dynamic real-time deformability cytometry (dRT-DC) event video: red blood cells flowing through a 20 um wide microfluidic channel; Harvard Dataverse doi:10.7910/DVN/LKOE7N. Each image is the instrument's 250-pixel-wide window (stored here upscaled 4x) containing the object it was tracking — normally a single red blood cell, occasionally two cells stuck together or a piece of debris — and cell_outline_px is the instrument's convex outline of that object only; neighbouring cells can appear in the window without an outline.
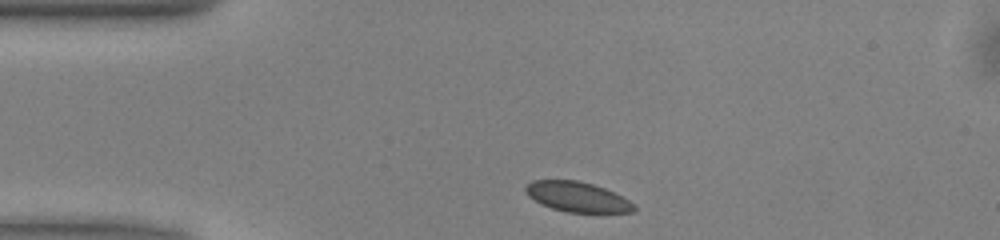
{"species": "common noctule bat (a hibernating species)", "species_latin": "Nyctalus noctula", "temperature_condition": "warm", "stored_images_in_passage": 41, "camera_frame_rate_fps": 3000, "um_per_image_px": 0.085, "animal": {"sex": "male", "body_mass_g": 13.0, "forearm_length_mm": 53.1}, "frame": {"image": 1, "passage_image": 1, "time_ms": 0.0, "image_size_px": [1000, 240], "cell_outline_px": [[636, 208], [632, 212], [568, 212], [552, 208], [540, 204], [528, 196], [524, 192], [524, 188], [532, 180], [576, 180], [592, 184], [604, 188], [636, 204]], "centroid_in_image_um": [49.03, 16.73], "position_along_channel_um": 36.0, "area_um2": 18.84}}
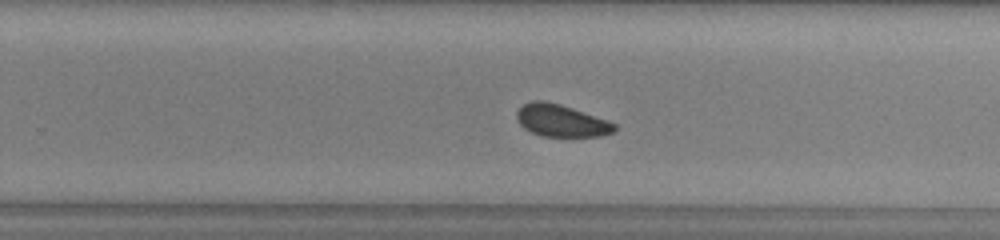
{"frame": {"image": 2, "passage_image": 22, "time_ms": 7.0, "image_size_px": [1000, 240], "cell_outline_px": [[616, 128], [612, 132], [600, 136], [540, 136], [524, 128], [516, 120], [516, 112], [524, 104], [532, 100], [544, 100], [560, 104], [608, 120], [616, 124]], "centroid_in_image_um": [47.67, 10.25], "position_along_channel_um": 282.1, "area_um2": 18.26}}
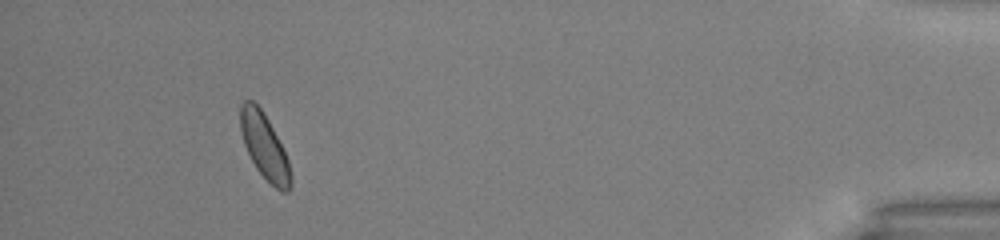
{"frame": {"image": 3, "passage_image": 37, "time_ms": 12.0, "image_size_px": [1000, 240], "cell_outline_px": [[292, 184], [288, 192], [284, 192], [276, 188], [256, 168], [244, 144], [240, 132], [240, 104], [244, 100], [252, 100], [260, 108], [268, 120], [288, 160], [292, 176]], "centroid_in_image_um": [22.47, 12.44], "position_along_channel_um": 412.7, "area_um2": 18.79}}